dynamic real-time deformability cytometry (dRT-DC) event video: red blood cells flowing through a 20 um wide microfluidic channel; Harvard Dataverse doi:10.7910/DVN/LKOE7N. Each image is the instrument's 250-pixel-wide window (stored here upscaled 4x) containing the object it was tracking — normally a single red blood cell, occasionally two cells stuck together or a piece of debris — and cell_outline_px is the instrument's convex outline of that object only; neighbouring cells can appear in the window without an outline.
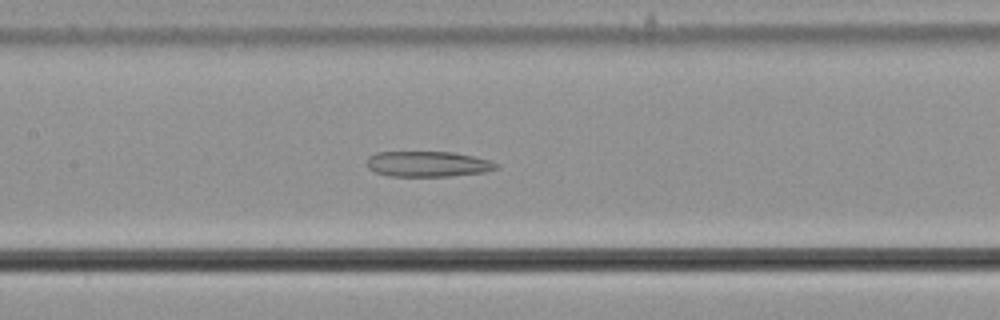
{"species": "common noctule bat (a hibernating species)", "species_latin": "Nyctalus noctula", "temperature_condition": "cold", "stored_images_in_passage": 56, "camera_frame_rate_fps": 3000, "um_per_image_px": 0.085, "animal": {"sex": "male", "body_mass_g": 21.5, "forearm_length_mm": 52.0}, "frame": {"image": 1, "passage_image": 27, "time_ms": 8.667, "image_size_px": [1000, 320], "cell_outline_px": [[500, 168], [484, 172], [452, 176], [388, 176], [376, 172], [368, 168], [368, 156], [376, 152], [452, 152], [472, 156], [488, 160], [500, 164]], "centroid_in_image_um": [36.38, 13.94], "position_along_channel_um": 171.0, "area_um2": 19.25}}
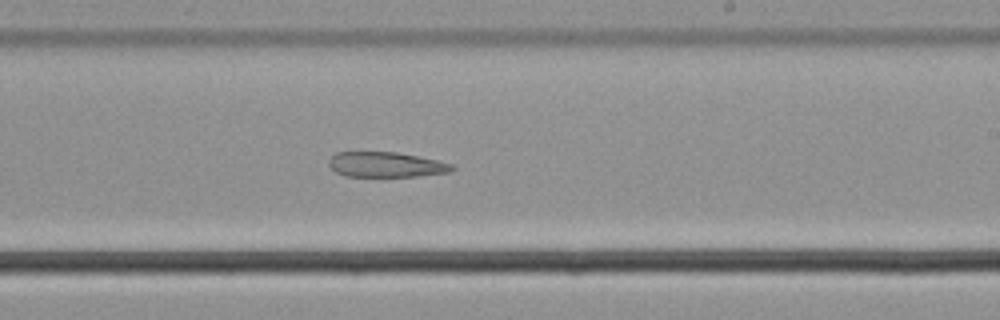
{"frame": {"image": 2, "passage_image": 34, "time_ms": 11.0, "image_size_px": [1000, 320], "cell_outline_px": [[456, 168], [448, 172], [416, 176], [344, 176], [336, 172], [328, 164], [328, 160], [336, 152], [396, 152], [436, 160], [452, 164]], "centroid_in_image_um": [32.77, 13.99], "position_along_channel_um": 256.2, "area_um2": 17.86}}
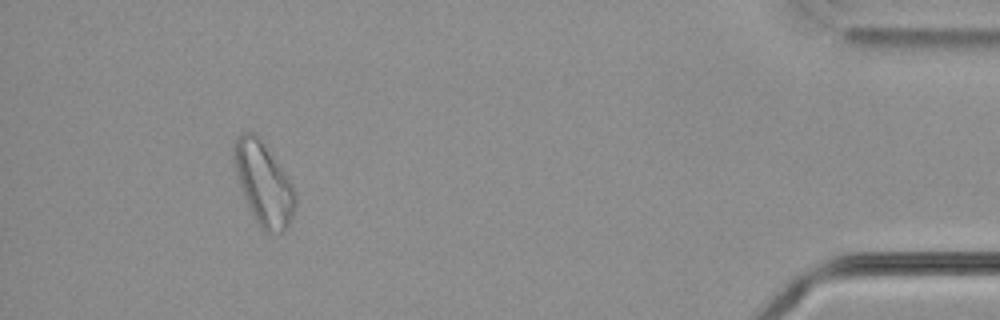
{"frame": {"image": 3, "passage_image": 52, "time_ms": 17.0, "image_size_px": [1000, 320], "cell_outline_px": [[296, 204], [292, 216], [288, 224], [280, 232], [264, 232], [260, 228], [244, 196], [236, 172], [232, 156], [232, 144], [236, 136], [240, 132], [252, 132], [260, 140], [280, 168], [288, 180], [296, 196]], "centroid_in_image_um": [22.35, 15.59], "position_along_channel_um": 412.8, "area_um2": 28.55}}